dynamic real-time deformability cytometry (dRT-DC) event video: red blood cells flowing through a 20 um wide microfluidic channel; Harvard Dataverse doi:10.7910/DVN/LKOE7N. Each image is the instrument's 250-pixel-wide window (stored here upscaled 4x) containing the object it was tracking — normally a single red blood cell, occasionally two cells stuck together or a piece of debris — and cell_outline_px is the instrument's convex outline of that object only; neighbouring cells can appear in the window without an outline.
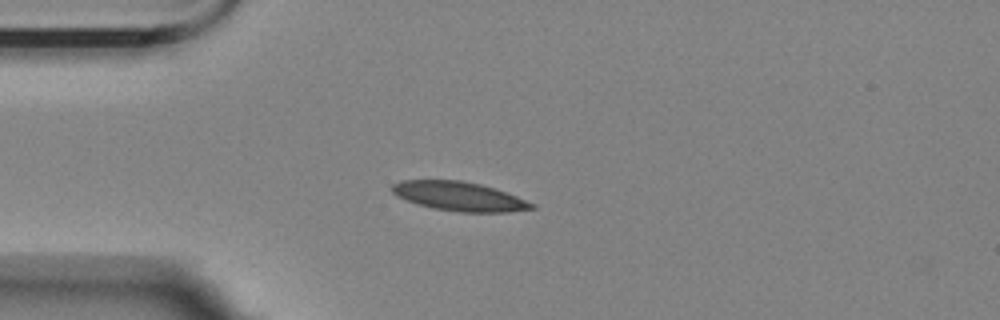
{"species": "Egyptian fruit bat (a non-hibernating species)", "species_latin": "Rousettus aegyptiacus", "temperature_condition": "room temperature", "stored_images_in_passage": 7, "camera_frame_rate_fps": 3000, "um_per_image_px": 0.085, "animal": {"sex": "female"}, "frame": {"image": 1, "passage_image": 1, "time_ms": 0.0, "image_size_px": [1000, 320], "cell_outline_px": [[536, 208], [508, 212], [460, 212], [432, 208], [416, 204], [396, 196], [392, 192], [392, 184], [404, 180], [460, 180], [480, 184], [516, 196], [536, 204]], "centroid_in_image_um": [39.01, 16.69], "position_along_channel_um": 46.0, "area_um2": 23.58}}
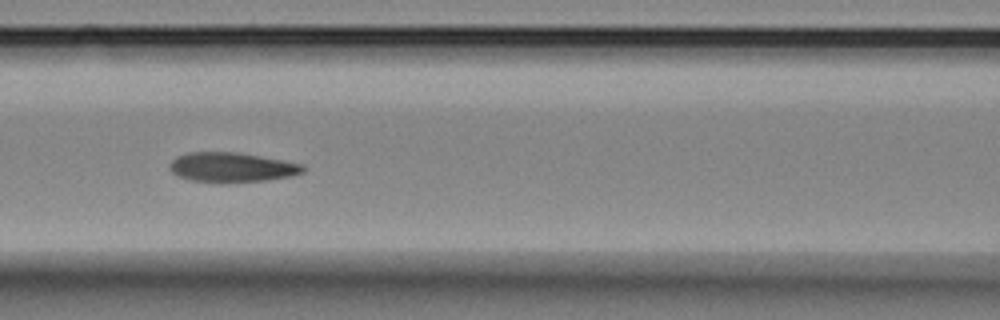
{"frame": {"image": 2, "passage_image": 4, "time_ms": 3.333, "image_size_px": [1000, 320], "cell_outline_px": [[308, 168], [304, 172], [292, 176], [268, 180], [192, 180], [176, 176], [168, 168], [168, 164], [176, 156], [188, 152], [236, 152], [284, 160], [304, 164]], "centroid_in_image_um": [19.73, 14.18], "position_along_channel_um": 146.9, "area_um2": 22.6}}
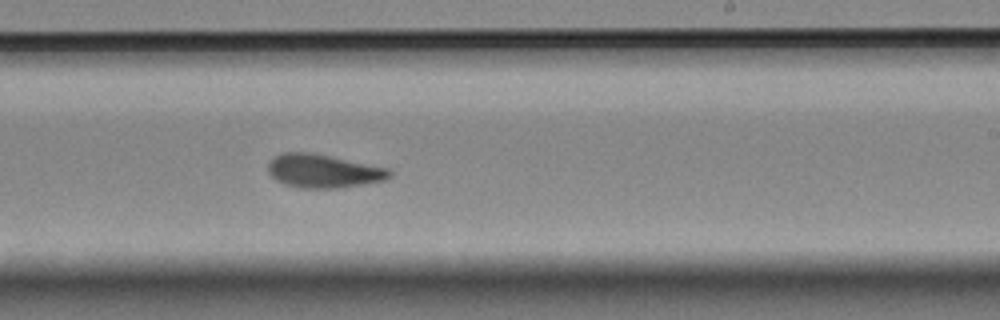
{"frame": {"image": 3, "passage_image": 7, "time_ms": 6.667, "image_size_px": [1000, 320], "cell_outline_px": [[392, 176], [384, 180], [336, 188], [300, 188], [284, 184], [276, 180], [268, 172], [268, 164], [280, 152], [312, 152], [388, 168], [392, 172]], "centroid_in_image_um": [27.46, 14.53], "position_along_channel_um": 261.5, "area_um2": 23.58}}